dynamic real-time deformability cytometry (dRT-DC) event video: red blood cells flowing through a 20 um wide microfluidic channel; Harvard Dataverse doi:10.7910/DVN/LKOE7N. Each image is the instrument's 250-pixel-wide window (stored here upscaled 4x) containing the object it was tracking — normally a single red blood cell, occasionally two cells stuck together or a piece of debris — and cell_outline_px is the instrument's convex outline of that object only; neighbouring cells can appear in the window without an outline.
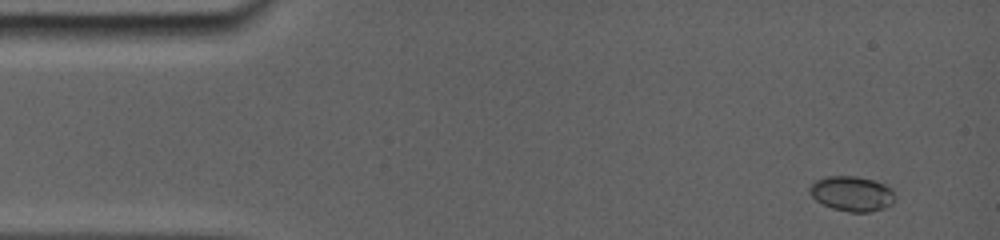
{"species": "common noctule bat (a hibernating species)", "species_latin": "Nyctalus noctula", "temperature_condition": "room temperature", "stored_images_in_passage": 18, "camera_frame_rate_fps": 5000, "um_per_image_px": 0.085, "animal": {"sex": "female", "body_mass_g": 19.0, "forearm_length_mm": 56.7}, "frame": {"image": 1, "passage_image": 1, "time_ms": 0.0, "image_size_px": [1000, 240], "cell_outline_px": [[896, 200], [892, 204], [884, 208], [868, 212], [848, 212], [832, 208], [816, 200], [808, 192], [808, 188], [816, 180], [828, 176], [852, 176], [872, 180], [888, 188], [896, 196]], "centroid_in_image_um": [72.38, 16.48], "position_along_channel_um": 12.6, "area_um2": 17.17}}
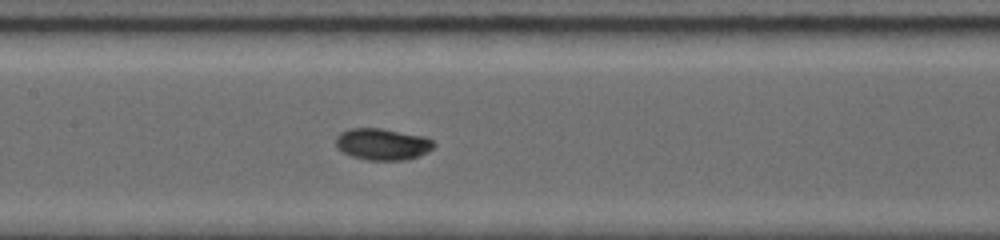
{"frame": {"image": 2, "passage_image": 10, "time_ms": 6.8, "image_size_px": [1000, 240], "cell_outline_px": [[432, 148], [416, 156], [404, 160], [368, 160], [352, 156], [344, 152], [336, 144], [336, 140], [344, 132], [352, 128], [380, 128], [420, 136], [432, 140]], "centroid_in_image_um": [32.48, 12.26], "position_along_channel_um": 174.9, "area_um2": 17.22}}
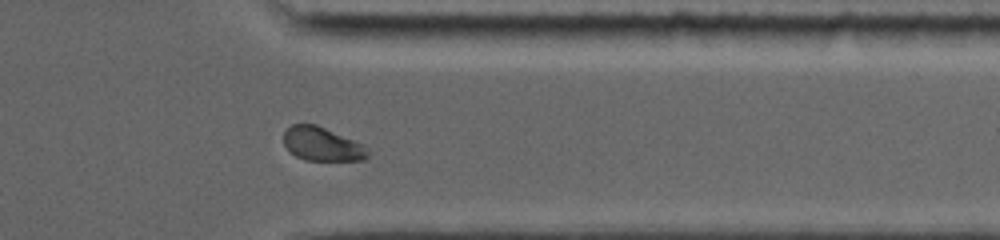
{"frame": {"image": 3, "passage_image": 16, "time_ms": 12.2, "image_size_px": [1000, 240], "cell_outline_px": [[368, 156], [364, 160], [304, 160], [296, 156], [284, 144], [284, 132], [292, 124], [316, 124], [364, 144], [368, 148]], "centroid_in_image_um": [27.4, 12.24], "position_along_channel_um": 384.0, "area_um2": 16.47}, "authors_computed_cell_mechanics": {"area_um2": 17.1666, "velocity_mm_per_s": 3.8607, "shape_relaxation_time_tau1_ms": 3.2135, "shape_relaxation_time_tau2_ms": null, "deformation_change_tau1": 0.1132, "deformation_change_tau2": null}}